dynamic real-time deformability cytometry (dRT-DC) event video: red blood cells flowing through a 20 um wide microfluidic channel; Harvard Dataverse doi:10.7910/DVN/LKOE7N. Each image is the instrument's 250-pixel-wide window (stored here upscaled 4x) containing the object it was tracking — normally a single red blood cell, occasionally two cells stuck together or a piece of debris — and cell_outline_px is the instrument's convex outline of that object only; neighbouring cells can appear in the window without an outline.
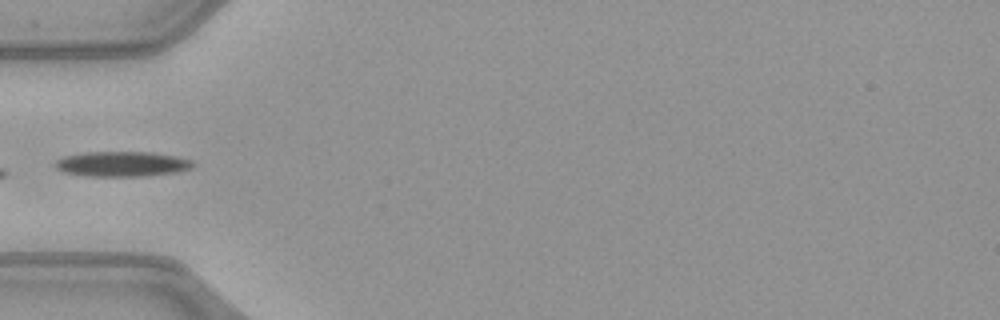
{"species": "common noctule bat (a hibernating species)", "species_latin": "Nyctalus noctula", "temperature_condition": "warm", "stored_images_in_passage": 15, "camera_frame_rate_fps": 3000, "um_per_image_px": 0.085, "animal": {"sex": "female", "body_mass_g": 21.9}, "frame": {"image": 1, "passage_image": 1, "time_ms": 0.0, "image_size_px": [1000, 320], "cell_outline_px": [[196, 164], [192, 168], [176, 172], [140, 176], [88, 176], [64, 172], [56, 168], [56, 160], [64, 156], [88, 152], [152, 152], [176, 156], [192, 160]], "centroid_in_image_um": [10.41, 13.93], "position_along_channel_um": 74.6, "area_um2": 20.06}}